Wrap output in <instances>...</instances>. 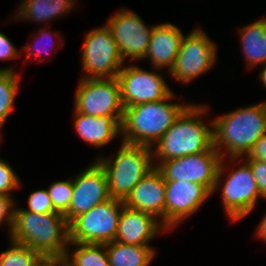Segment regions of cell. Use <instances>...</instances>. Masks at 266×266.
I'll list each match as a JSON object with an SVG mask.
<instances>
[{"label": "cell", "mask_w": 266, "mask_h": 266, "mask_svg": "<svg viewBox=\"0 0 266 266\" xmlns=\"http://www.w3.org/2000/svg\"><path fill=\"white\" fill-rule=\"evenodd\" d=\"M10 237L38 252L47 262L62 260L69 250V224L61 213L15 209Z\"/></svg>", "instance_id": "obj_1"}, {"label": "cell", "mask_w": 266, "mask_h": 266, "mask_svg": "<svg viewBox=\"0 0 266 266\" xmlns=\"http://www.w3.org/2000/svg\"><path fill=\"white\" fill-rule=\"evenodd\" d=\"M213 146L224 155V146L231 160L247 155L255 142L266 133V103L237 109L212 121Z\"/></svg>", "instance_id": "obj_2"}, {"label": "cell", "mask_w": 266, "mask_h": 266, "mask_svg": "<svg viewBox=\"0 0 266 266\" xmlns=\"http://www.w3.org/2000/svg\"><path fill=\"white\" fill-rule=\"evenodd\" d=\"M173 92L164 100L124 108L121 123L123 142L153 147L188 105L170 104ZM154 142V143H153Z\"/></svg>", "instance_id": "obj_3"}, {"label": "cell", "mask_w": 266, "mask_h": 266, "mask_svg": "<svg viewBox=\"0 0 266 266\" xmlns=\"http://www.w3.org/2000/svg\"><path fill=\"white\" fill-rule=\"evenodd\" d=\"M205 109V106L189 105L157 141L153 154L162 158L161 163L213 147V127L210 129L199 118Z\"/></svg>", "instance_id": "obj_4"}, {"label": "cell", "mask_w": 266, "mask_h": 266, "mask_svg": "<svg viewBox=\"0 0 266 266\" xmlns=\"http://www.w3.org/2000/svg\"><path fill=\"white\" fill-rule=\"evenodd\" d=\"M152 160L151 147L124 142L115 159H98L106 173L111 198L124 201L134 186L155 168Z\"/></svg>", "instance_id": "obj_5"}, {"label": "cell", "mask_w": 266, "mask_h": 266, "mask_svg": "<svg viewBox=\"0 0 266 266\" xmlns=\"http://www.w3.org/2000/svg\"><path fill=\"white\" fill-rule=\"evenodd\" d=\"M222 161L220 153L213 146L202 153L163 161L155 167L162 173L164 180L195 182L213 193L224 173Z\"/></svg>", "instance_id": "obj_6"}, {"label": "cell", "mask_w": 266, "mask_h": 266, "mask_svg": "<svg viewBox=\"0 0 266 266\" xmlns=\"http://www.w3.org/2000/svg\"><path fill=\"white\" fill-rule=\"evenodd\" d=\"M124 202L111 198L69 224L70 243L105 244L115 240Z\"/></svg>", "instance_id": "obj_7"}, {"label": "cell", "mask_w": 266, "mask_h": 266, "mask_svg": "<svg viewBox=\"0 0 266 266\" xmlns=\"http://www.w3.org/2000/svg\"><path fill=\"white\" fill-rule=\"evenodd\" d=\"M80 81L74 111L96 117H112L121 126L124 106L118 79L83 78Z\"/></svg>", "instance_id": "obj_8"}, {"label": "cell", "mask_w": 266, "mask_h": 266, "mask_svg": "<svg viewBox=\"0 0 266 266\" xmlns=\"http://www.w3.org/2000/svg\"><path fill=\"white\" fill-rule=\"evenodd\" d=\"M82 54L83 78H117L123 59L107 24L86 35Z\"/></svg>", "instance_id": "obj_9"}, {"label": "cell", "mask_w": 266, "mask_h": 266, "mask_svg": "<svg viewBox=\"0 0 266 266\" xmlns=\"http://www.w3.org/2000/svg\"><path fill=\"white\" fill-rule=\"evenodd\" d=\"M216 44L201 29L184 36L173 68V78L188 83L207 72L216 59Z\"/></svg>", "instance_id": "obj_10"}, {"label": "cell", "mask_w": 266, "mask_h": 266, "mask_svg": "<svg viewBox=\"0 0 266 266\" xmlns=\"http://www.w3.org/2000/svg\"><path fill=\"white\" fill-rule=\"evenodd\" d=\"M117 79L124 108L164 100L172 93L162 76L135 66L122 68Z\"/></svg>", "instance_id": "obj_11"}, {"label": "cell", "mask_w": 266, "mask_h": 266, "mask_svg": "<svg viewBox=\"0 0 266 266\" xmlns=\"http://www.w3.org/2000/svg\"><path fill=\"white\" fill-rule=\"evenodd\" d=\"M107 26L111 29L123 61L144 59L154 26L149 29L134 12L122 9L111 17Z\"/></svg>", "instance_id": "obj_12"}, {"label": "cell", "mask_w": 266, "mask_h": 266, "mask_svg": "<svg viewBox=\"0 0 266 266\" xmlns=\"http://www.w3.org/2000/svg\"><path fill=\"white\" fill-rule=\"evenodd\" d=\"M109 199L111 196L106 173L95 160V163L73 179L71 203L64 214L66 221L70 224L76 217Z\"/></svg>", "instance_id": "obj_13"}, {"label": "cell", "mask_w": 266, "mask_h": 266, "mask_svg": "<svg viewBox=\"0 0 266 266\" xmlns=\"http://www.w3.org/2000/svg\"><path fill=\"white\" fill-rule=\"evenodd\" d=\"M230 174L222 188V200L229 218L237 221L254 209L261 195L252 169L246 161Z\"/></svg>", "instance_id": "obj_14"}, {"label": "cell", "mask_w": 266, "mask_h": 266, "mask_svg": "<svg viewBox=\"0 0 266 266\" xmlns=\"http://www.w3.org/2000/svg\"><path fill=\"white\" fill-rule=\"evenodd\" d=\"M165 190L166 229L194 214L212 194L204 185L188 181L165 180Z\"/></svg>", "instance_id": "obj_15"}, {"label": "cell", "mask_w": 266, "mask_h": 266, "mask_svg": "<svg viewBox=\"0 0 266 266\" xmlns=\"http://www.w3.org/2000/svg\"><path fill=\"white\" fill-rule=\"evenodd\" d=\"M165 180L155 167L144 176L123 201L124 206L162 218L165 226Z\"/></svg>", "instance_id": "obj_16"}, {"label": "cell", "mask_w": 266, "mask_h": 266, "mask_svg": "<svg viewBox=\"0 0 266 266\" xmlns=\"http://www.w3.org/2000/svg\"><path fill=\"white\" fill-rule=\"evenodd\" d=\"M157 218L143 211L122 208L115 241L129 245H149L160 229H165ZM162 227V228H161Z\"/></svg>", "instance_id": "obj_17"}, {"label": "cell", "mask_w": 266, "mask_h": 266, "mask_svg": "<svg viewBox=\"0 0 266 266\" xmlns=\"http://www.w3.org/2000/svg\"><path fill=\"white\" fill-rule=\"evenodd\" d=\"M183 34L171 23L156 25L151 35L147 53L144 58H150L154 68H173L177 58Z\"/></svg>", "instance_id": "obj_18"}, {"label": "cell", "mask_w": 266, "mask_h": 266, "mask_svg": "<svg viewBox=\"0 0 266 266\" xmlns=\"http://www.w3.org/2000/svg\"><path fill=\"white\" fill-rule=\"evenodd\" d=\"M74 113L76 115L74 122L76 132L82 140L92 146H103L121 133V126L112 117L90 116L77 111Z\"/></svg>", "instance_id": "obj_19"}, {"label": "cell", "mask_w": 266, "mask_h": 266, "mask_svg": "<svg viewBox=\"0 0 266 266\" xmlns=\"http://www.w3.org/2000/svg\"><path fill=\"white\" fill-rule=\"evenodd\" d=\"M110 266H147L154 257L149 245H129L117 241L105 243Z\"/></svg>", "instance_id": "obj_20"}, {"label": "cell", "mask_w": 266, "mask_h": 266, "mask_svg": "<svg viewBox=\"0 0 266 266\" xmlns=\"http://www.w3.org/2000/svg\"><path fill=\"white\" fill-rule=\"evenodd\" d=\"M241 42L248 66L266 63V19L242 28Z\"/></svg>", "instance_id": "obj_21"}, {"label": "cell", "mask_w": 266, "mask_h": 266, "mask_svg": "<svg viewBox=\"0 0 266 266\" xmlns=\"http://www.w3.org/2000/svg\"><path fill=\"white\" fill-rule=\"evenodd\" d=\"M74 2L75 0H24L17 17L37 22L50 21L72 10Z\"/></svg>", "instance_id": "obj_22"}, {"label": "cell", "mask_w": 266, "mask_h": 266, "mask_svg": "<svg viewBox=\"0 0 266 266\" xmlns=\"http://www.w3.org/2000/svg\"><path fill=\"white\" fill-rule=\"evenodd\" d=\"M69 244L79 247L71 255L68 251L65 253L62 260L68 266H110L105 244L70 242Z\"/></svg>", "instance_id": "obj_23"}, {"label": "cell", "mask_w": 266, "mask_h": 266, "mask_svg": "<svg viewBox=\"0 0 266 266\" xmlns=\"http://www.w3.org/2000/svg\"><path fill=\"white\" fill-rule=\"evenodd\" d=\"M12 247L0 254V266H47L48 262L30 247L11 241Z\"/></svg>", "instance_id": "obj_24"}, {"label": "cell", "mask_w": 266, "mask_h": 266, "mask_svg": "<svg viewBox=\"0 0 266 266\" xmlns=\"http://www.w3.org/2000/svg\"><path fill=\"white\" fill-rule=\"evenodd\" d=\"M19 76L13 71H0V127L9 116L16 97Z\"/></svg>", "instance_id": "obj_25"}, {"label": "cell", "mask_w": 266, "mask_h": 266, "mask_svg": "<svg viewBox=\"0 0 266 266\" xmlns=\"http://www.w3.org/2000/svg\"><path fill=\"white\" fill-rule=\"evenodd\" d=\"M47 191L54 209L64 215L68 211L71 203L73 180L54 182Z\"/></svg>", "instance_id": "obj_26"}, {"label": "cell", "mask_w": 266, "mask_h": 266, "mask_svg": "<svg viewBox=\"0 0 266 266\" xmlns=\"http://www.w3.org/2000/svg\"><path fill=\"white\" fill-rule=\"evenodd\" d=\"M33 213H59L54 209L51 198L49 197L47 190H37L29 195L28 209Z\"/></svg>", "instance_id": "obj_27"}, {"label": "cell", "mask_w": 266, "mask_h": 266, "mask_svg": "<svg viewBox=\"0 0 266 266\" xmlns=\"http://www.w3.org/2000/svg\"><path fill=\"white\" fill-rule=\"evenodd\" d=\"M11 166L1 160L0 161V194L9 195L11 190L18 188L19 179Z\"/></svg>", "instance_id": "obj_28"}, {"label": "cell", "mask_w": 266, "mask_h": 266, "mask_svg": "<svg viewBox=\"0 0 266 266\" xmlns=\"http://www.w3.org/2000/svg\"><path fill=\"white\" fill-rule=\"evenodd\" d=\"M255 177L261 197L266 198V162L257 159H247Z\"/></svg>", "instance_id": "obj_29"}, {"label": "cell", "mask_w": 266, "mask_h": 266, "mask_svg": "<svg viewBox=\"0 0 266 266\" xmlns=\"http://www.w3.org/2000/svg\"><path fill=\"white\" fill-rule=\"evenodd\" d=\"M13 199L10 195H4L0 194V224L3 223L2 221H5L8 223L10 227V235L13 227V221H14V210L13 208Z\"/></svg>", "instance_id": "obj_30"}, {"label": "cell", "mask_w": 266, "mask_h": 266, "mask_svg": "<svg viewBox=\"0 0 266 266\" xmlns=\"http://www.w3.org/2000/svg\"><path fill=\"white\" fill-rule=\"evenodd\" d=\"M18 56L16 47L6 35L0 32V60L13 59ZM0 71H13L12 68L0 69Z\"/></svg>", "instance_id": "obj_31"}, {"label": "cell", "mask_w": 266, "mask_h": 266, "mask_svg": "<svg viewBox=\"0 0 266 266\" xmlns=\"http://www.w3.org/2000/svg\"><path fill=\"white\" fill-rule=\"evenodd\" d=\"M247 157V159H257L266 162V133L255 142Z\"/></svg>", "instance_id": "obj_32"}, {"label": "cell", "mask_w": 266, "mask_h": 266, "mask_svg": "<svg viewBox=\"0 0 266 266\" xmlns=\"http://www.w3.org/2000/svg\"><path fill=\"white\" fill-rule=\"evenodd\" d=\"M39 35H41L43 38L44 37H46L47 38V36L50 34V31H49V33H46V30H43V29H40L39 30ZM37 42H39V40L37 41ZM41 42V41H40ZM49 43H47V45H48ZM36 46V45H35ZM49 46H51L50 44H49ZM37 48V47H36ZM46 47H44V49H45ZM23 49H26V50H28L29 51V53H28V55H27V57L29 58L30 56H35V57H37V56H39V54H37L36 53V51H35V48H33V49H31V46H24L23 47ZM43 49V48H42ZM47 50V49H46ZM38 51V50H37ZM48 51V50H47ZM35 52V53H34ZM42 52L44 53V52H46L45 50H42ZM34 54V55H33Z\"/></svg>", "instance_id": "obj_33"}, {"label": "cell", "mask_w": 266, "mask_h": 266, "mask_svg": "<svg viewBox=\"0 0 266 266\" xmlns=\"http://www.w3.org/2000/svg\"><path fill=\"white\" fill-rule=\"evenodd\" d=\"M256 232H257V234L259 235L260 238H262L264 241H266V215L262 219V222L258 226V229H257Z\"/></svg>", "instance_id": "obj_34"}, {"label": "cell", "mask_w": 266, "mask_h": 266, "mask_svg": "<svg viewBox=\"0 0 266 266\" xmlns=\"http://www.w3.org/2000/svg\"><path fill=\"white\" fill-rule=\"evenodd\" d=\"M48 266H68L63 260L48 262Z\"/></svg>", "instance_id": "obj_35"}, {"label": "cell", "mask_w": 266, "mask_h": 266, "mask_svg": "<svg viewBox=\"0 0 266 266\" xmlns=\"http://www.w3.org/2000/svg\"><path fill=\"white\" fill-rule=\"evenodd\" d=\"M260 81L263 82L264 86L266 87V63H265V67L263 68V70L260 73Z\"/></svg>", "instance_id": "obj_36"}]
</instances>
